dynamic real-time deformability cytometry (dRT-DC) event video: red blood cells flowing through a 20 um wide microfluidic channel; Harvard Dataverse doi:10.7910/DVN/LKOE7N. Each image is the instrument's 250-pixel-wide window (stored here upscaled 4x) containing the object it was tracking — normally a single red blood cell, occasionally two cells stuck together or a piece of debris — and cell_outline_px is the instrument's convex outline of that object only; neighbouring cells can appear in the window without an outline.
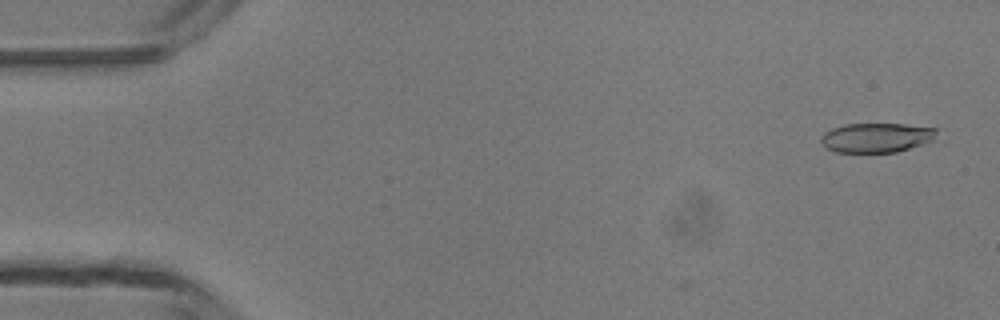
{"species": "common noctule bat (a hibernating species)", "species_latin": "Nyctalus noctula", "temperature_condition": "room temperature", "stored_images_in_passage": 5, "camera_frame_rate_fps": 3000, "um_per_image_px": 0.085, "animal": {"sex": "male", "body_mass_g": 13.3}, "frame": {"image": 1, "passage_image": 1, "time_ms": 0.0, "image_size_px": [1000, 320], "cell_outline_px": [[936, 132], [932, 140], [896, 152], [836, 152], [820, 144], [820, 136], [824, 132], [832, 128], [844, 124], [904, 124], [936, 128]], "centroid_in_image_um": [74.42, 11.69], "position_along_channel_um": 10.6, "area_um2": 19.71}}
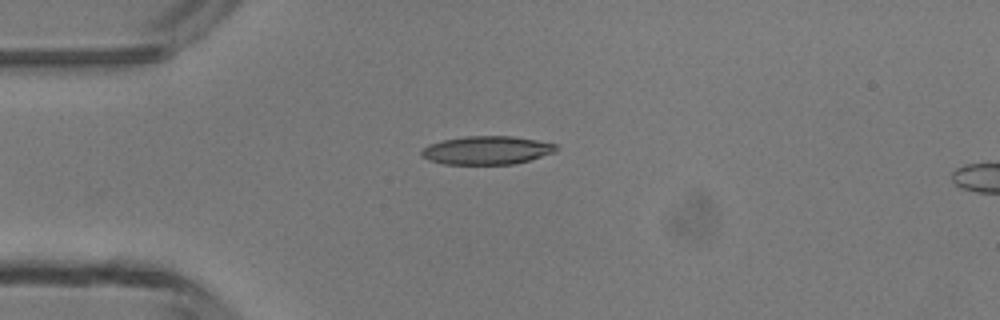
{"frame": {"image": 2, "passage_image": 4, "time_ms": 3.333, "image_size_px": [1000, 320], "cell_outline_px": [[556, 152], [528, 160], [512, 164], [444, 164], [428, 160], [420, 156], [420, 152], [428, 144], [444, 140], [464, 136], [512, 136], [536, 140], [556, 144]], "centroid_in_image_um": [41.34, 12.77], "position_along_channel_um": 43.7, "area_um2": 22.2}}